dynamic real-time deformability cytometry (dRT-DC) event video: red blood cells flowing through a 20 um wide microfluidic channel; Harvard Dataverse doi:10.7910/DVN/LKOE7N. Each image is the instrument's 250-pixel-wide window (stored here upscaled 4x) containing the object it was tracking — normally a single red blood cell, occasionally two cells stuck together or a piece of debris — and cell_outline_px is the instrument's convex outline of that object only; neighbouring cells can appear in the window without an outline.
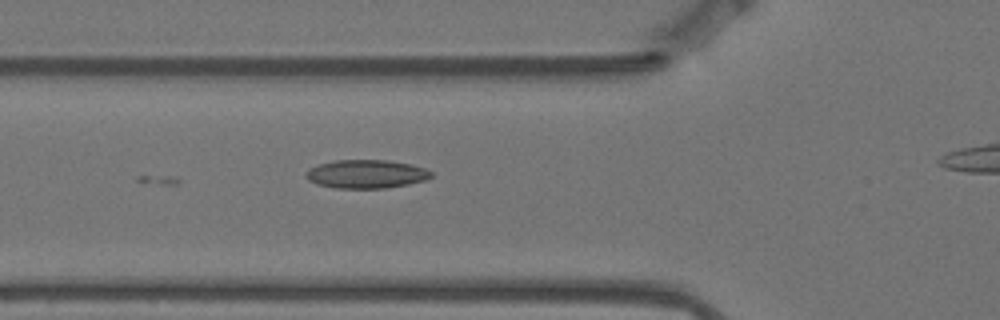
{"species": "Egyptian fruit bat (a non-hibernating species)", "species_latin": "Rousettus aegyptiacus", "temperature_condition": "warm", "stored_images_in_passage": 4, "camera_frame_rate_fps": 3000, "um_per_image_px": 0.085, "animal": {"sex": "female"}, "frame": {"image": 1, "passage_image": 4, "time_ms": 1.0, "image_size_px": [1000, 320], "cell_outline_px": [[432, 176], [424, 180], [408, 184], [384, 188], [336, 188], [316, 184], [308, 180], [304, 176], [308, 168], [320, 164], [336, 160], [388, 160], [412, 164], [424, 168], [432, 172]], "centroid_in_image_um": [31.1, 14.79], "position_along_channel_um": 94.7, "area_um2": 20.81}}